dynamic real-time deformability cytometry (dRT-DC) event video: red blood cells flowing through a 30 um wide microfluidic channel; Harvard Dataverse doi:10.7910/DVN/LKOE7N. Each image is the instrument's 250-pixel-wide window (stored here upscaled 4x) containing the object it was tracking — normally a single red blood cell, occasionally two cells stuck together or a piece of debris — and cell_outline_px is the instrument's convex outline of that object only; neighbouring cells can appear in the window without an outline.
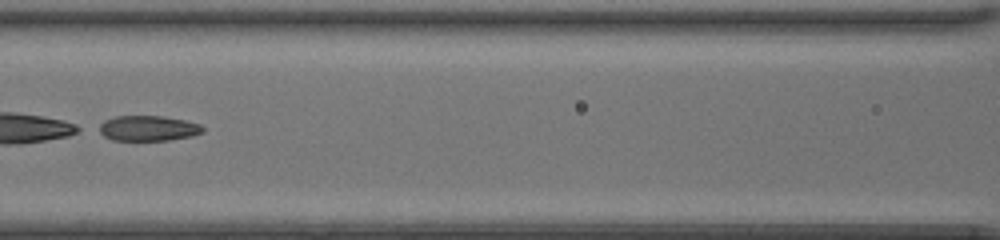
{"species": "common noctule bat (a hibernating species)", "species_latin": "Nyctalus noctula", "temperature_condition": "room temperature", "stored_images_in_passage": 53, "segment_of_instrument_passage": [2, 2], "camera_frame_rate_fps": 3000, "um_per_image_px": 0.085, "animal": {"sex": "female", "body_mass_g": 20.0, "forearm_length_mm": 54.0}, "frame": {"image": 1, "passage_image": 28, "time_ms": 9.0, "image_size_px": [1000, 240], "cell_outline_px": [[204, 132], [192, 136], [168, 140], [112, 140], [104, 136], [92, 128], [104, 120], [116, 116], [164, 116], [184, 120], [200, 124], [204, 128]], "centroid_in_image_um": [12.52, 10.9], "position_along_channel_um": 154.1, "area_um2": 15.61}}
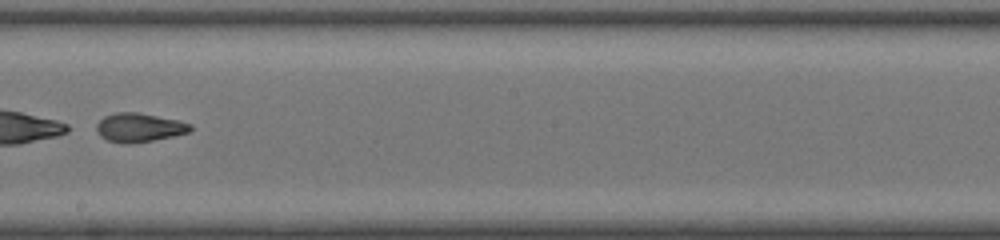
{"frame": {"image": 2, "passage_image": 34, "time_ms": 11.0, "image_size_px": [1000, 240], "cell_outline_px": [[192, 128], [188, 132], [172, 136], [152, 140], [128, 144], [108, 140], [100, 136], [96, 132], [96, 124], [104, 116], [116, 112], [136, 112], [176, 120], [192, 124]], "centroid_in_image_um": [11.79, 10.83], "position_along_channel_um": 236.4, "area_um2": 15.55}}